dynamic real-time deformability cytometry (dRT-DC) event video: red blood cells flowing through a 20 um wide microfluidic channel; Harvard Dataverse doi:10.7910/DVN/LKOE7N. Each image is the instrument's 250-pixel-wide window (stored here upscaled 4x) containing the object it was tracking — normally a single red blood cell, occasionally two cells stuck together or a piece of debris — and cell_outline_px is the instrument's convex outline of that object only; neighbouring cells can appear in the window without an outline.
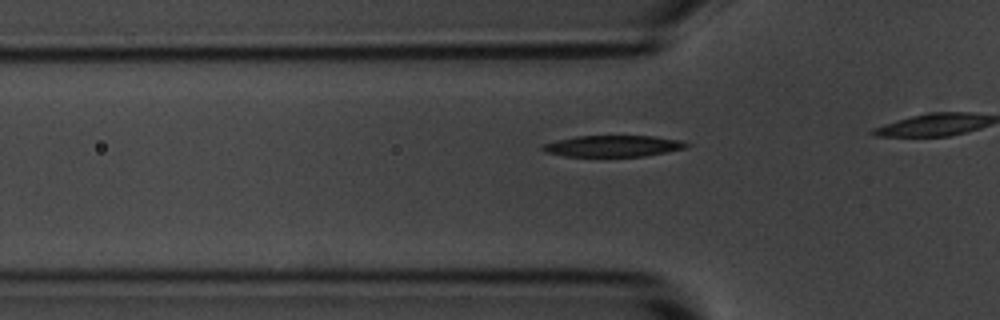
{"species": "common noctule bat (a hibernating species)", "species_latin": "Nyctalus noctula", "temperature_condition": "room temperature", "stored_images_in_passage": 19, "camera_frame_rate_fps": 3000, "um_per_image_px": 0.085, "animal": {"sex": "male", "body_mass_g": 20.1, "forearm_length_mm": 53.5}, "frame": {"image": 1, "passage_image": 14, "time_ms": 4.333, "image_size_px": [1000, 320], "cell_outline_px": [[692, 144], [684, 148], [668, 152], [644, 156], [564, 156], [544, 152], [540, 148], [540, 144], [556, 140], [576, 136], [652, 136], [680, 140]], "centroid_in_image_um": [52.06, 12.41], "position_along_channel_um": 73.7, "area_um2": 17.98}}